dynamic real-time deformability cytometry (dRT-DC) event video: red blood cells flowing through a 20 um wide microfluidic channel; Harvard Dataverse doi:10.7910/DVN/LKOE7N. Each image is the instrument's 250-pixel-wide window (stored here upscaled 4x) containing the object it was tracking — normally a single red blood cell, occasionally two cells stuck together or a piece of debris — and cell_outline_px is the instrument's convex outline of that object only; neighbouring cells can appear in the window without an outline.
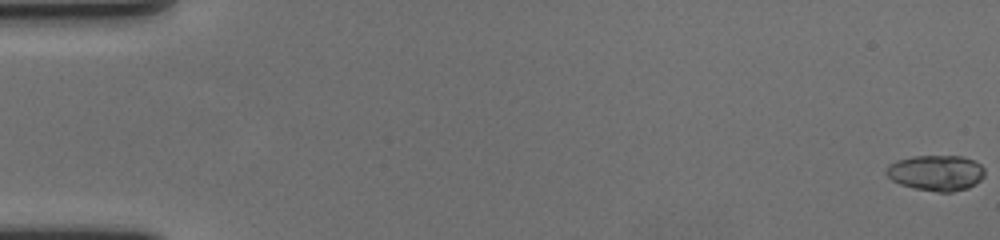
{"species": "human", "species_latin": "Homo sapiens", "temperature_condition": "cold", "stored_images_in_passage": 60, "camera_frame_rate_fps": 3000, "um_per_image_px": 0.085, "donor": {"sex": "female"}, "frame": {"image": 1, "passage_image": 1, "time_ms": 0.0, "image_size_px": [1000, 240], "cell_outline_px": [[984, 176], [980, 180], [968, 188], [952, 192], [940, 192], [912, 188], [900, 184], [892, 180], [884, 172], [888, 164], [896, 160], [912, 156], [960, 156], [976, 160], [984, 168]], "centroid_in_image_um": [79.55, 14.68], "position_along_channel_um": 5.4, "area_um2": 20.63}}
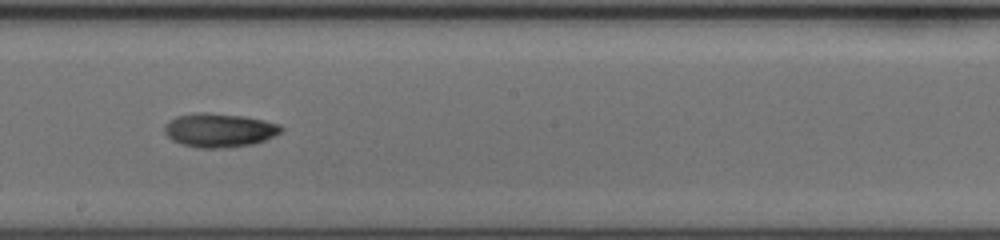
{"frame": {"image": 2, "passage_image": 35, "time_ms": 11.333, "image_size_px": [1000, 240], "cell_outline_px": [[284, 128], [280, 132], [264, 140], [252, 144], [232, 148], [196, 148], [180, 144], [172, 140], [164, 132], [164, 128], [168, 120], [176, 116], [192, 112], [204, 112], [244, 116], [264, 120], [280, 124]], "centroid_in_image_um": [18.6, 11.07], "position_along_channel_um": 229.6, "area_um2": 23.29}}
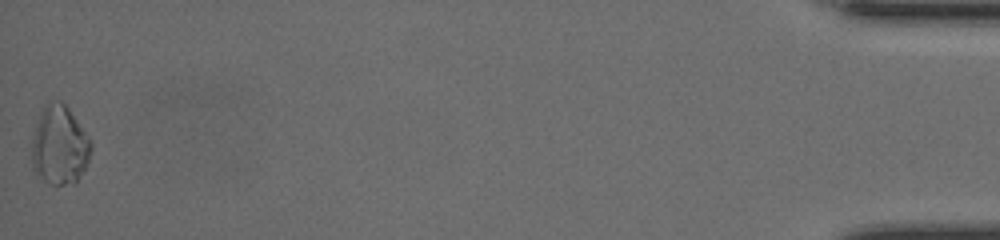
{"frame": {"image": 3, "passage_image": 60, "time_ms": 19.667, "image_size_px": [1000, 240], "cell_outline_px": [[92, 148], [88, 160], [84, 168], [76, 180], [72, 184], [48, 184], [36, 176], [32, 168], [32, 140], [36, 124], [44, 108], [52, 100], [60, 100], [68, 108], [88, 136], [92, 144]], "centroid_in_image_um": [5.04, 12.39], "position_along_channel_um": 430.2, "area_um2": 26.99}, "authors_computed_cell_mechanics": {"area_um2": 21.8484, "velocity_mm_per_s": 3.5737, "shape_relaxation_time_tau1_ms": 4.8687, "shape_relaxation_time_tau2_ms": null, "deformation_change_tau1": 0.2268, "deformation_change_tau2": null}}